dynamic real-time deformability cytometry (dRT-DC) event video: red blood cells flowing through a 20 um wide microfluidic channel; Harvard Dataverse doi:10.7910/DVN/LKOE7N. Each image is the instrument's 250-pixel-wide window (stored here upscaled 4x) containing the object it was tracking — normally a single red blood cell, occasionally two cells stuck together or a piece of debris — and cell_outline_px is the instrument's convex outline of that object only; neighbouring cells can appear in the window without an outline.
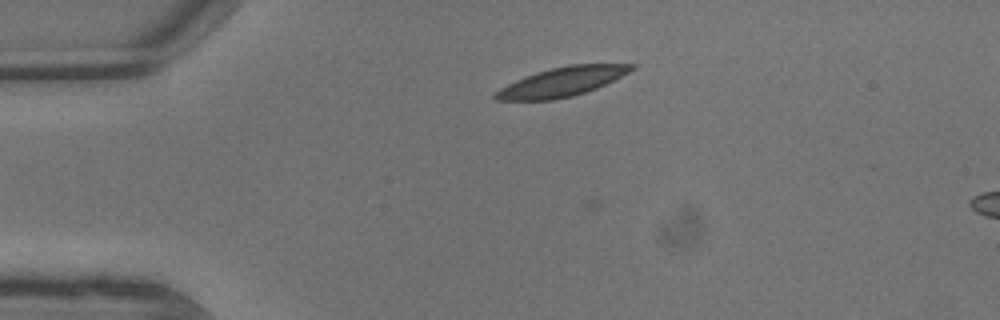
{"species": "common noctule bat (a hibernating species)", "species_latin": "Nyctalus noctula", "temperature_condition": "warm", "stored_images_in_passage": 6, "camera_frame_rate_fps": 3000, "um_per_image_px": 0.085, "animal": {"sex": "male", "body_mass_g": 13.3}, "frame": {"image": 1, "passage_image": 4, "time_ms": 1.0, "image_size_px": [1000, 320], "cell_outline_px": [[636, 68], [596, 88], [572, 96], [552, 100], [496, 100], [492, 96], [500, 88], [516, 80], [536, 72], [568, 64], [636, 64]], "centroid_in_image_um": [47.75, 6.95], "position_along_channel_um": 37.3, "area_um2": 22.77}}